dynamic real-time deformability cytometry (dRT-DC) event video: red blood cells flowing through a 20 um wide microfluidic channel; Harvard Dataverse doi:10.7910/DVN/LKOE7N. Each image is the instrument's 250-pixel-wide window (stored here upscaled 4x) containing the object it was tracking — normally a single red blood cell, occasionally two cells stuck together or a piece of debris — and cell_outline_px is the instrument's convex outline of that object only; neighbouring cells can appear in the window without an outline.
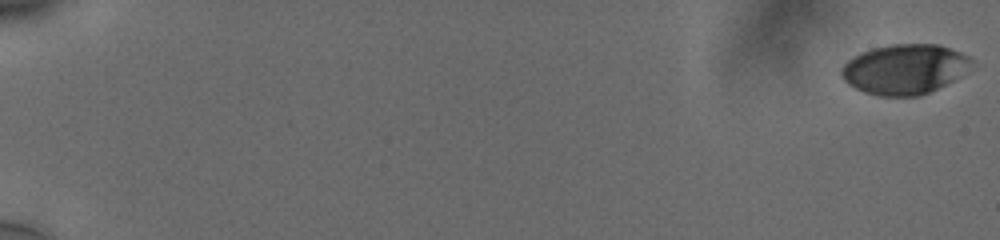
{"species": "human", "species_latin": "Homo sapiens", "temperature_condition": "cold", "stored_images_in_passage": 17, "camera_frame_rate_fps": 3000, "um_per_image_px": 0.085, "donor": {"sex": "male"}, "frame": {"image": 1, "passage_image": 1, "time_ms": 0.0, "image_size_px": [1000, 240], "cell_outline_px": [[972, 60], [960, 76], [920, 96], [876, 96], [864, 92], [848, 84], [844, 80], [840, 72], [840, 68], [848, 60], [872, 48], [892, 44], [936, 44], [960, 52], [968, 56]], "centroid_in_image_um": [76.84, 5.89], "position_along_channel_um": 8.2, "area_um2": 37.34}}